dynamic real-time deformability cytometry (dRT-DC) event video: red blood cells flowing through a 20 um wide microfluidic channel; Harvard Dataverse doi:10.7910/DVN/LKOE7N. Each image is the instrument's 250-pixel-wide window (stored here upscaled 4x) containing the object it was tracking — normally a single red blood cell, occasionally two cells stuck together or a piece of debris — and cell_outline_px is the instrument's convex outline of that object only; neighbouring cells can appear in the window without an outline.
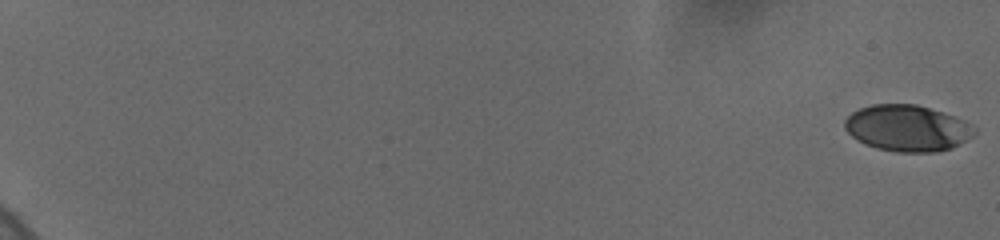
{"species": "human", "species_latin": "Homo sapiens", "temperature_condition": "cold", "stored_images_in_passage": 125, "camera_frame_rate_fps": 3000, "um_per_image_px": 0.085, "donor": {"sex": "female"}, "frame": {"image": 1, "passage_image": 1, "time_ms": 0.0, "image_size_px": [1000, 240], "cell_outline_px": [[976, 132], [968, 140], [952, 148], [932, 152], [896, 152], [876, 148], [864, 144], [852, 136], [844, 128], [844, 120], [852, 112], [860, 108], [872, 104], [916, 104], [964, 120], [976, 128]], "centroid_in_image_um": [77.11, 10.9], "position_along_channel_um": 7.9, "area_um2": 34.91}}
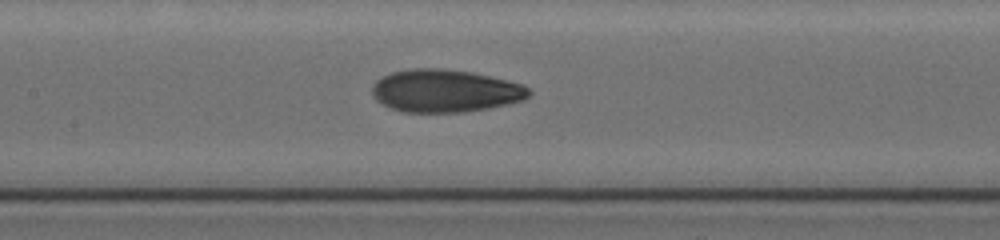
{"frame": {"image": 2, "passage_image": 68, "time_ms": 10.667, "image_size_px": [1000, 240], "cell_outline_px": [[532, 92], [524, 100], [488, 108], [464, 112], [400, 112], [376, 100], [372, 96], [372, 84], [376, 80], [392, 72], [412, 68], [440, 68], [472, 72], [508, 80], [524, 84]], "centroid_in_image_um": [37.84, 7.72], "position_along_channel_um": 169.6, "area_um2": 39.13}}
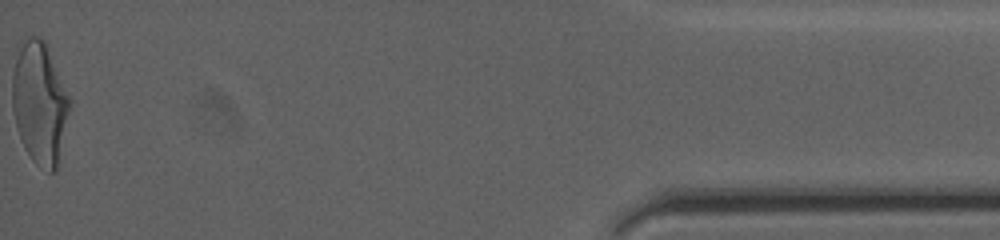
{"frame": {"image": 3, "passage_image": 124, "time_ms": 19.667, "image_size_px": [1000, 240], "cell_outline_px": [[72, 100], [60, 164], [56, 172], [48, 172], [36, 164], [32, 160], [24, 148], [20, 140], [16, 128], [12, 108], [12, 72], [20, 48], [28, 36], [40, 36], [48, 44]], "centroid_in_image_um": [3.42, 8.8], "position_along_channel_um": 431.8, "area_um2": 42.02}, "authors_computed_cell_mechanics": {"area_um2": 37.1654, "velocity_mm_per_s": 3.7068, "shape_relaxation_time_tau1_ms": 4.596, "shape_relaxation_time_tau2_ms": 1.5501, "deformation_change_tau1": 0.1878, "deformation_change_tau2": 0.068}}